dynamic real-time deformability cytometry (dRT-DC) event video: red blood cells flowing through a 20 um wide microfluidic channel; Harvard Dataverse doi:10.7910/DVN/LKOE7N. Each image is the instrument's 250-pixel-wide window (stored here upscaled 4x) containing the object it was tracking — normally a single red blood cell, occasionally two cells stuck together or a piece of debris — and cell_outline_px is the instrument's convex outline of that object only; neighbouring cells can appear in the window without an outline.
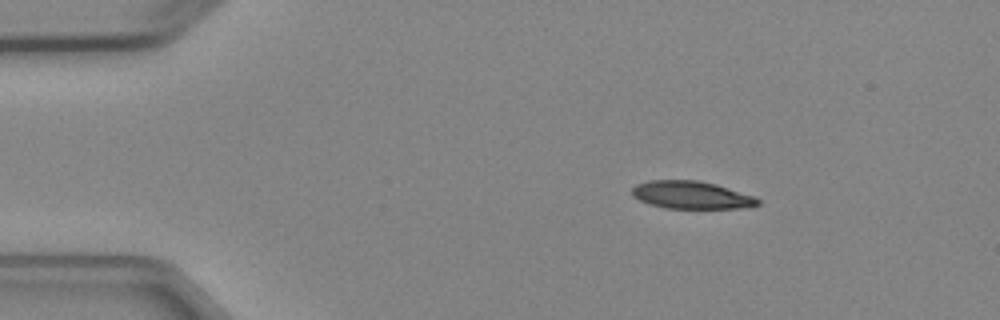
{"species": "Egyptian fruit bat (a non-hibernating species)", "species_latin": "Rousettus aegyptiacus", "temperature_condition": "cold", "stored_images_in_passage": 3, "camera_frame_rate_fps": 3000, "um_per_image_px": 0.085, "animal": {"sex": "female"}, "frame": {"image": 1, "passage_image": 1, "time_ms": 0.0, "image_size_px": [1000, 320], "cell_outline_px": [[760, 204], [752, 208], [664, 208], [648, 204], [632, 196], [632, 188], [636, 184], [648, 180], [696, 180], [716, 184], [756, 196], [760, 200]], "centroid_in_image_um": [58.8, 16.58], "position_along_channel_um": 26.2, "area_um2": 20.58}}
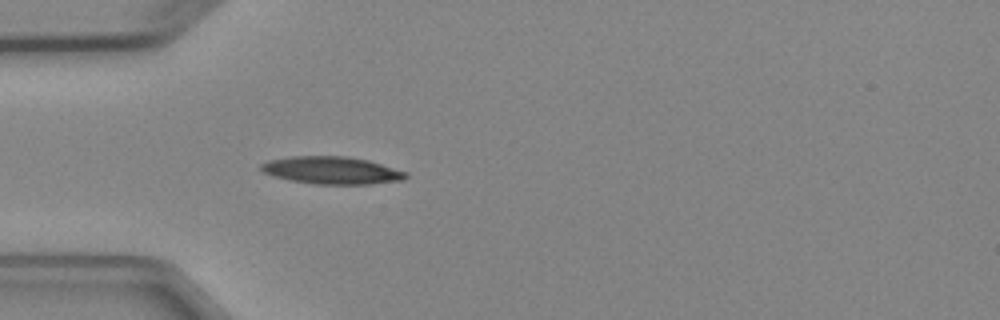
{"frame": {"image": 2, "passage_image": 3, "time_ms": 2.333, "image_size_px": [1000, 320], "cell_outline_px": [[408, 176], [404, 180], [368, 184], [316, 184], [288, 180], [272, 176], [264, 172], [260, 168], [260, 164], [268, 160], [292, 156], [348, 156], [368, 160], [408, 172]], "centroid_in_image_um": [28.2, 14.48], "position_along_channel_um": 56.8, "area_um2": 23.29}}